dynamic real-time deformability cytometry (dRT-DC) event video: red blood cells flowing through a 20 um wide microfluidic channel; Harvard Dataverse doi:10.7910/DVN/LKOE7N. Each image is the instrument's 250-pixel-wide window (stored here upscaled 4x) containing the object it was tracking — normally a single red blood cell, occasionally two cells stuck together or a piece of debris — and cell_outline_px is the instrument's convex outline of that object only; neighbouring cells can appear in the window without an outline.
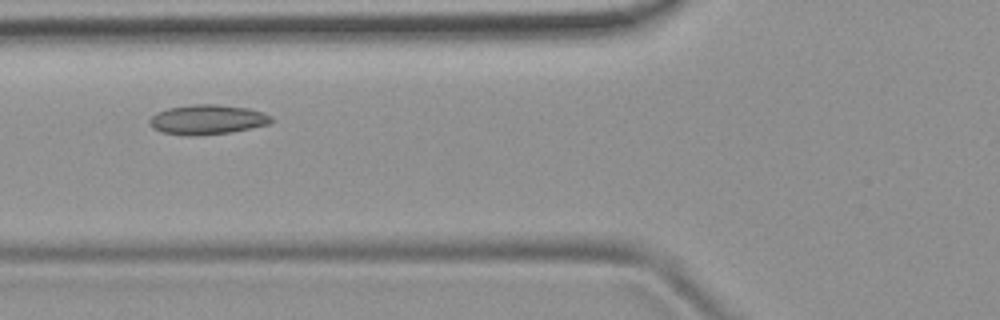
{"species": "common noctule bat (a hibernating species)", "species_latin": "Nyctalus noctula", "temperature_condition": "room temperature", "stored_images_in_passage": 3, "camera_frame_rate_fps": 3000, "um_per_image_px": 0.085, "animal": {"sex": "female", "body_mass_g": 19.9}, "frame": {"image": 1, "passage_image": 3, "time_ms": 2.333, "image_size_px": [1000, 320], "cell_outline_px": [[272, 120], [268, 124], [232, 132], [196, 136], [188, 136], [160, 132], [152, 128], [148, 120], [156, 112], [168, 108], [192, 104], [216, 104], [248, 108], [264, 112], [272, 116]], "centroid_in_image_um": [17.59, 10.17], "position_along_channel_um": 108.2, "area_um2": 21.27}}